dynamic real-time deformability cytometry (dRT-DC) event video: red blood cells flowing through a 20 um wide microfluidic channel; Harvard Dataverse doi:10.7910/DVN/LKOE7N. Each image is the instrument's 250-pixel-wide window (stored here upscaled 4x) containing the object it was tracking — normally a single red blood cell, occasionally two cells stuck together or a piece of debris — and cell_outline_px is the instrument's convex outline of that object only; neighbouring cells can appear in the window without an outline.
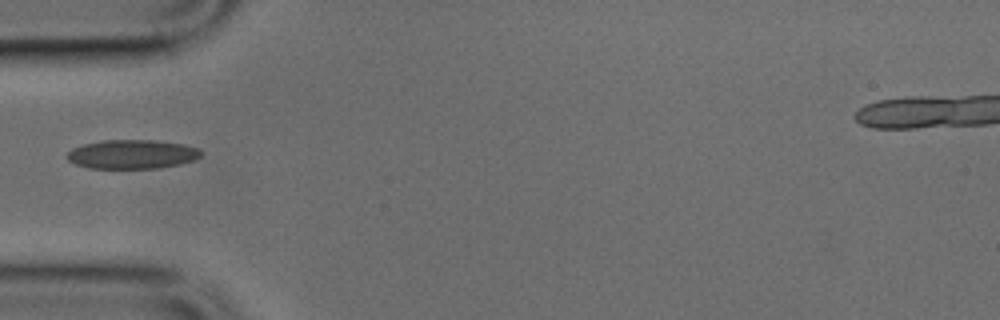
{"species": "common noctule bat (a hibernating species)", "species_latin": "Nyctalus noctula", "temperature_condition": "cold", "stored_images_in_passage": 27, "camera_frame_rate_fps": 3000, "um_per_image_px": 0.085, "animal": {"sex": "male", "body_mass_g": 17.9, "forearm_length_mm": 54.2}, "frame": {"image": 1, "passage_image": 1, "time_ms": 0.0, "image_size_px": [1000, 320], "cell_outline_px": [[200, 156], [192, 160], [180, 164], [160, 168], [88, 168], [76, 164], [68, 160], [64, 156], [72, 148], [84, 144], [104, 140], [152, 140], [184, 144], [200, 148]], "centroid_in_image_um": [11.2, 13.11], "position_along_channel_um": 73.8, "area_um2": 22.66}}